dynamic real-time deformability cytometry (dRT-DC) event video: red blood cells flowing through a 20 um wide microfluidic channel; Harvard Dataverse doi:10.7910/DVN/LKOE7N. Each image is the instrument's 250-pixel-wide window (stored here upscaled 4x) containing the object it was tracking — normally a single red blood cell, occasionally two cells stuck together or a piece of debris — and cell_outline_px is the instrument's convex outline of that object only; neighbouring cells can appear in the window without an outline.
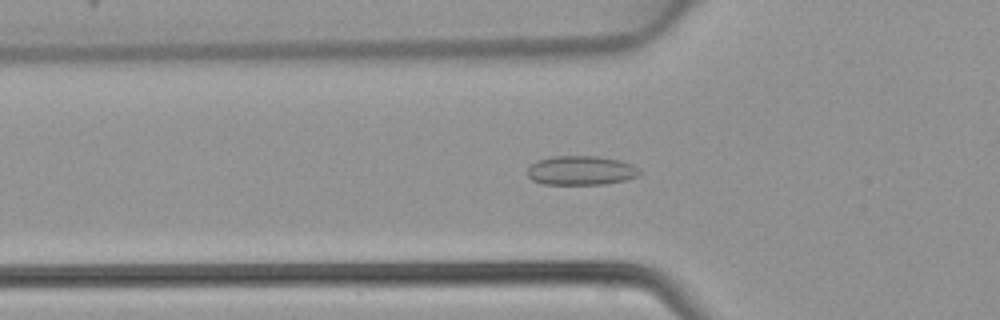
{"species": "common noctule bat (a hibernating species)", "species_latin": "Nyctalus noctula", "temperature_condition": "warm", "stored_images_in_passage": 47, "camera_frame_rate_fps": 3000, "um_per_image_px": 0.085, "animal": {"sex": "female", "body_mass_g": 22.7, "forearm_length_mm": 54.2}, "frame": {"image": 1, "passage_image": 16, "time_ms": 5.0, "image_size_px": [1000, 320], "cell_outline_px": [[640, 172], [636, 176], [628, 180], [604, 184], [544, 184], [532, 180], [528, 176], [528, 168], [536, 160], [552, 156], [596, 156], [620, 160], [632, 164], [640, 168]], "centroid_in_image_um": [49.4, 14.48], "position_along_channel_um": 76.4, "area_um2": 19.19}}
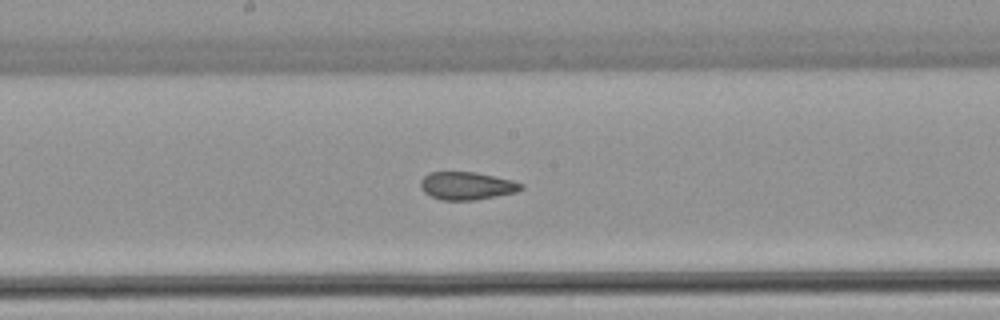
{"frame": {"image": 2, "passage_image": 25, "time_ms": 8.0, "image_size_px": [1000, 320], "cell_outline_px": [[524, 188], [516, 192], [476, 200], [440, 200], [424, 192], [420, 188], [420, 180], [428, 172], [476, 172], [512, 180], [524, 184]], "centroid_in_image_um": [39.67, 15.79], "position_along_channel_um": 208.5, "area_um2": 16.42}}
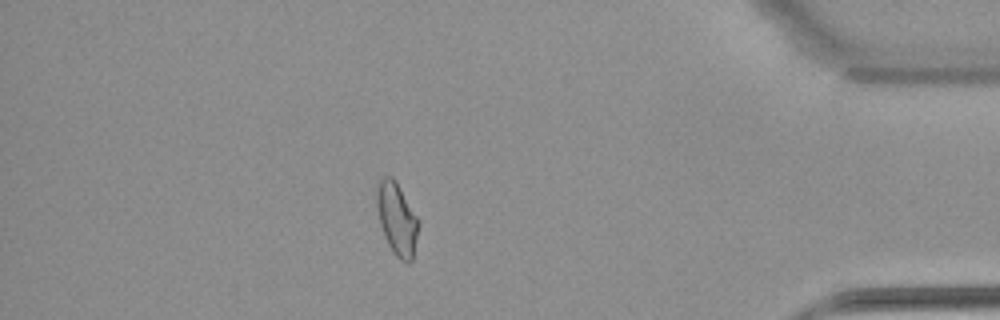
{"frame": {"image": 3, "passage_image": 41, "time_ms": 13.333, "image_size_px": [1000, 320], "cell_outline_px": [[420, 224], [412, 260], [400, 260], [392, 252], [384, 236], [380, 224], [376, 204], [376, 188], [380, 180], [384, 176], [392, 176], [396, 180], [416, 216]], "centroid_in_image_um": [33.72, 18.58], "position_along_channel_um": 401.5, "area_um2": 17.51}}